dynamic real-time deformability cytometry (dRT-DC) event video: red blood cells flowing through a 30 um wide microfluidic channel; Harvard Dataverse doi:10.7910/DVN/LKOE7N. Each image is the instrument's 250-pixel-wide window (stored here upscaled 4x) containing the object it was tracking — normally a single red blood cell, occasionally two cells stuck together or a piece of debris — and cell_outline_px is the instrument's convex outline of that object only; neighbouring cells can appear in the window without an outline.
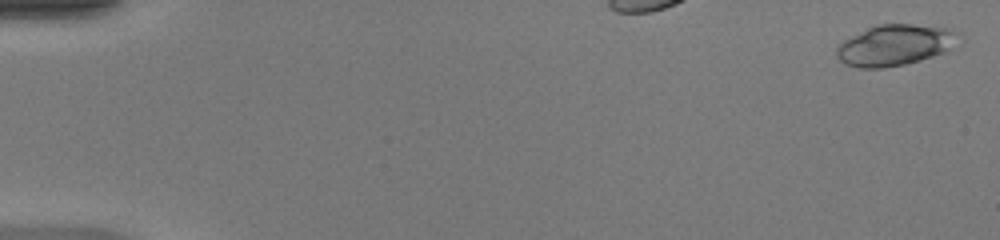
{"species": "common noctule bat (a hibernating species)", "species_latin": "Nyctalus noctula", "temperature_condition": "warm", "stored_images_in_passage": 38, "camera_frame_rate_fps": 3000, "um_per_image_px": 0.085, "animal": {"sex": "female", "body_mass_g": 20.0, "forearm_length_mm": 54.0}, "frame": {"image": 1, "passage_image": 1, "time_ms": 0.0, "image_size_px": [1000, 240], "cell_outline_px": [[964, 40], [944, 52], [920, 60], [904, 64], [884, 68], [860, 68], [844, 64], [836, 56], [836, 48], [844, 40], [876, 24], [912, 24], [948, 28], [960, 32], [964, 36]], "centroid_in_image_um": [76.14, 3.83], "position_along_channel_um": 8.9, "area_um2": 29.42}}
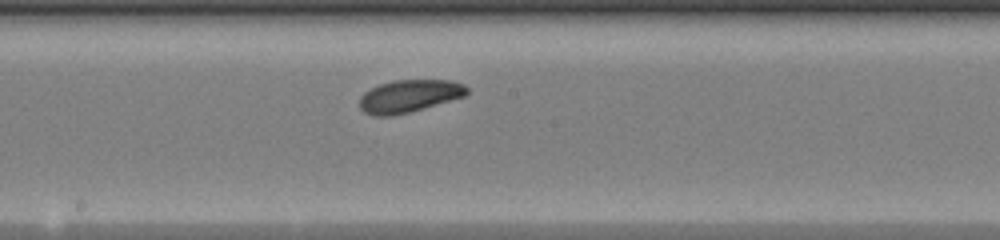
{"frame": {"image": 2, "passage_image": 20, "time_ms": 6.333, "image_size_px": [1000, 240], "cell_outline_px": [[468, 92], [464, 96], [408, 112], [392, 116], [372, 116], [364, 112], [360, 108], [360, 96], [364, 92], [380, 84], [396, 80], [448, 80], [464, 84], [468, 88]], "centroid_in_image_um": [34.75, 8.16], "position_along_channel_um": 213.5, "area_um2": 20.11}}
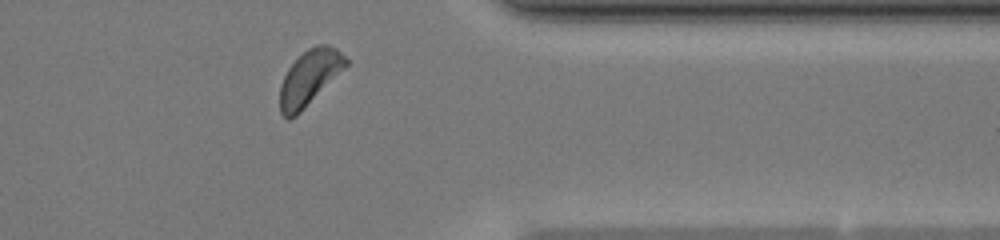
{"frame": {"image": 3, "passage_image": 33, "time_ms": 10.667, "image_size_px": [1000, 240], "cell_outline_px": [[348, 64], [296, 116], [288, 120], [280, 112], [280, 84], [288, 68], [308, 48], [316, 44], [328, 44], [336, 48], [348, 60]], "centroid_in_image_um": [26.28, 6.59], "position_along_channel_um": 385.1, "area_um2": 20.75}, "authors_computed_cell_mechanics": {"area_um2": 20.4612, "velocity_mm_per_s": 4.1762, "shape_relaxation_time_tau1_ms": 1.8039, "shape_relaxation_time_tau2_ms": null, "deformation_change_tau1": 0.0605, "deformation_change_tau2": null}}